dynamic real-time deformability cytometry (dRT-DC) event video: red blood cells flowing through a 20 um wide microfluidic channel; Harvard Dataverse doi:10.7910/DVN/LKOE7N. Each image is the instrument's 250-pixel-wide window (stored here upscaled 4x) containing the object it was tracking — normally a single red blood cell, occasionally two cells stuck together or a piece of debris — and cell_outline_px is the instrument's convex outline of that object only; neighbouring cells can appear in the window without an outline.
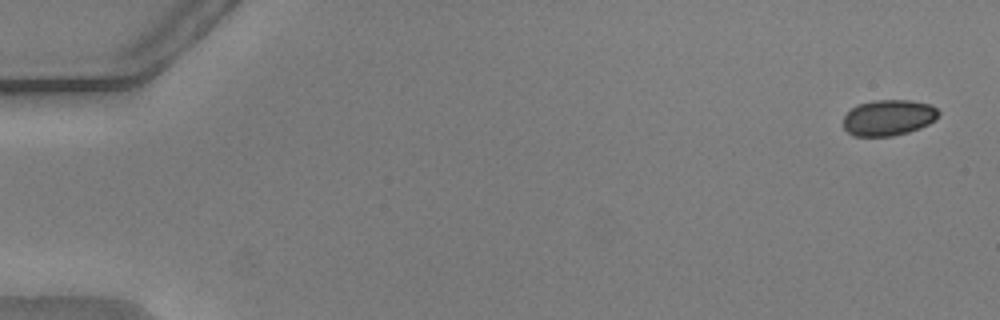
{"species": "common noctule bat (a hibernating species)", "species_latin": "Nyctalus noctula", "temperature_condition": "warm", "stored_images_in_passage": 56, "camera_frame_rate_fps": 3000, "um_per_image_px": 0.085, "animal": {"sex": "male", "body_mass_g": 20.5, "forearm_length_mm": 52.5}, "frame": {"image": 1, "passage_image": 3, "time_ms": 0.667, "image_size_px": [1000, 320], "cell_outline_px": [[940, 112], [928, 124], [920, 128], [908, 132], [892, 136], [852, 136], [844, 128], [844, 116], [856, 104], [876, 100], [908, 100], [928, 104], [936, 108]], "centroid_in_image_um": [75.48, 10.0], "position_along_channel_um": 9.5, "area_um2": 19.77}}
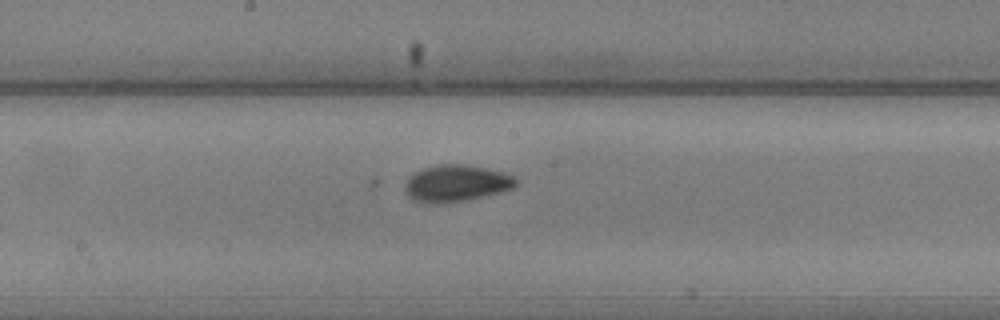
{"frame": {"image": 2, "passage_image": 31, "time_ms": 10.0, "image_size_px": [1000, 320], "cell_outline_px": [[520, 180], [512, 188], [500, 192], [468, 200], [444, 204], [428, 204], [412, 200], [404, 192], [404, 184], [408, 176], [424, 168], [440, 164], [460, 164], [484, 168], [500, 172], [512, 176]], "centroid_in_image_um": [38.71, 15.61], "position_along_channel_um": 209.5, "area_um2": 23.93}}
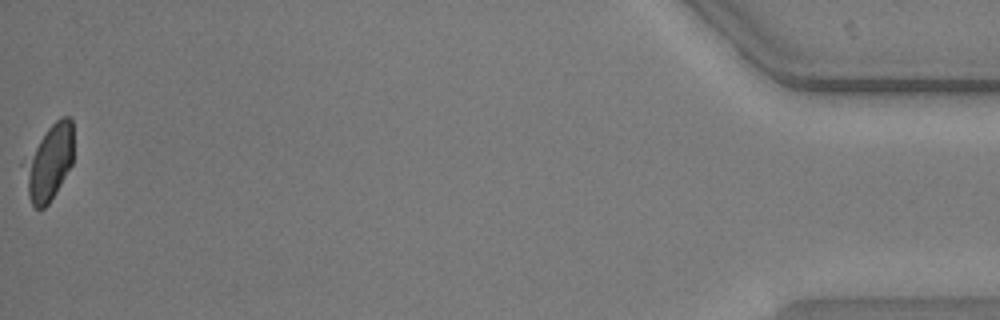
{"frame": {"image": 3, "passage_image": 56, "time_ms": 18.333, "image_size_px": [1000, 320], "cell_outline_px": [[72, 164], [48, 204], [44, 208], [36, 208], [32, 204], [28, 196], [20, 164], [48, 128], [60, 116], [68, 116], [72, 120]], "centroid_in_image_um": [4.12, 13.8], "position_along_channel_um": 431.1, "area_um2": 21.79}}